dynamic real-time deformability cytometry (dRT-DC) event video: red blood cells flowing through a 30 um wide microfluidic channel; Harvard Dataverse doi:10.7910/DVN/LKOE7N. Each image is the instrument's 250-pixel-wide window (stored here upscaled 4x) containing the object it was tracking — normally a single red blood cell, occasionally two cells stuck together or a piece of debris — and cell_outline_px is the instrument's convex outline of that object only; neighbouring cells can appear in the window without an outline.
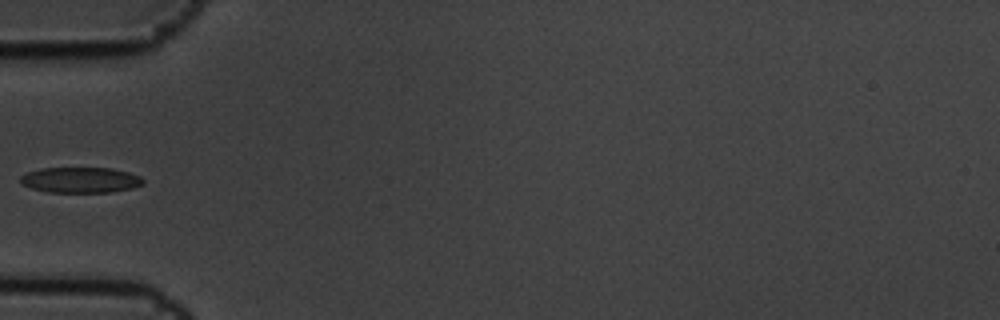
{"species": "common noctule bat (a hibernating species)", "species_latin": "Nyctalus noctula", "temperature_condition": "cold", "stored_images_in_passage": 11, "camera_frame_rate_fps": 3000, "um_per_image_px": 0.085, "animal": {"sex": "male", "body_mass_g": 19.5, "forearm_length_mm": 54.6}, "frame": {"image": 1, "passage_image": 1, "time_ms": 0.0, "image_size_px": [1000, 320], "cell_outline_px": [[144, 184], [132, 188], [112, 192], [48, 192], [32, 188], [20, 184], [20, 176], [28, 172], [40, 168], [112, 168], [128, 172], [140, 176], [144, 180]], "centroid_in_image_um": [6.84, 15.3], "position_along_channel_um": 78.2, "area_um2": 18.38}}
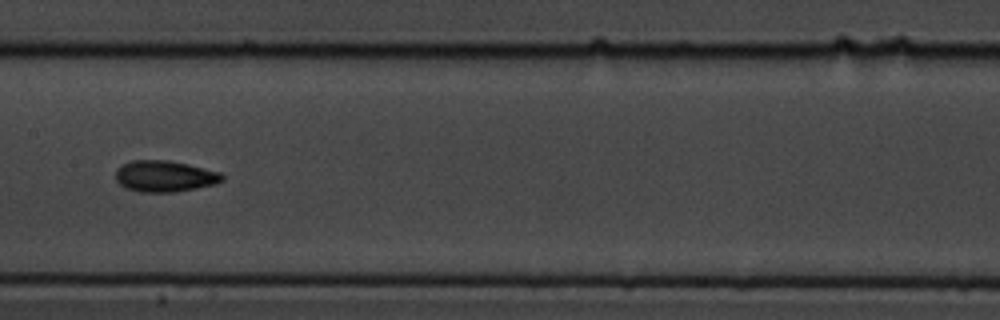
{"frame": {"image": 2, "passage_image": 4, "time_ms": 1.0, "image_size_px": [1000, 320], "cell_outline_px": [[224, 180], [216, 184], [176, 192], [140, 192], [124, 188], [116, 180], [116, 168], [132, 160], [168, 160], [188, 164], [220, 172], [224, 176]], "centroid_in_image_um": [14.0, 14.98], "position_along_channel_um": 193.4, "area_um2": 19.54}}
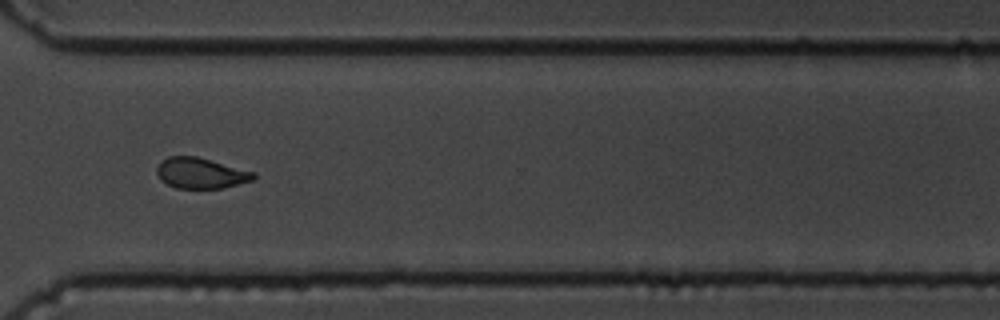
{"frame": {"image": 3, "passage_image": 8, "time_ms": 2.333, "image_size_px": [1000, 320], "cell_outline_px": [[256, 176], [252, 180], [224, 188], [176, 188], [160, 180], [156, 172], [156, 168], [160, 160], [168, 156], [196, 156], [256, 172]], "centroid_in_image_um": [17.04, 14.71], "position_along_channel_um": 353.6, "area_um2": 17.4}}